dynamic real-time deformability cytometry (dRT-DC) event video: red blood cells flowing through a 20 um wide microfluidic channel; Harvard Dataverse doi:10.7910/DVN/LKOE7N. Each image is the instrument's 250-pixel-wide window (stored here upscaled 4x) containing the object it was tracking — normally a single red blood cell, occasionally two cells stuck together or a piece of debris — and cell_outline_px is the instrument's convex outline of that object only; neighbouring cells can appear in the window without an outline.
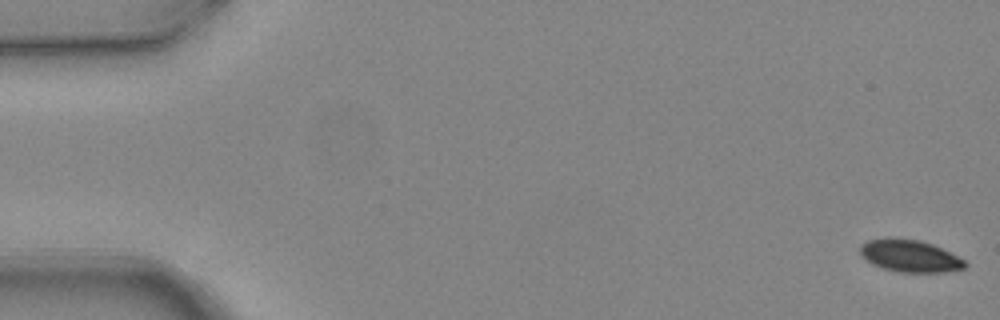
{"species": "common noctule bat (a hibernating species)", "species_latin": "Nyctalus noctula", "temperature_condition": "warm", "stored_images_in_passage": 4, "camera_frame_rate_fps": 3000, "um_per_image_px": 0.085, "animal": {"sex": "female", "body_mass_g": 24.6, "forearm_length_mm": 56.2}, "frame": {"image": 1, "passage_image": 1, "time_ms": 0.0, "image_size_px": [1000, 320], "cell_outline_px": [[968, 264], [964, 268], [944, 272], [900, 272], [884, 268], [872, 264], [860, 256], [860, 244], [868, 240], [888, 236], [920, 240], [932, 244], [964, 260]], "centroid_in_image_um": [77.28, 21.73], "position_along_channel_um": 7.7, "area_um2": 19.77}}